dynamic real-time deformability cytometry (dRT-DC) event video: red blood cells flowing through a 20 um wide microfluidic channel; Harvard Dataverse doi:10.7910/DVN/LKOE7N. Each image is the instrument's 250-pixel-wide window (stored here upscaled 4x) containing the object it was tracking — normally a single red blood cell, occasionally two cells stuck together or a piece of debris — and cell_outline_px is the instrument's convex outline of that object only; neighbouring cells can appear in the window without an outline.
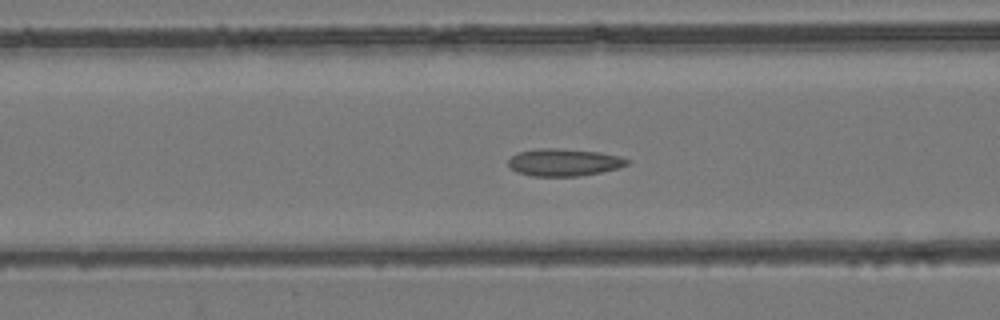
{"species": "common noctule bat (a hibernating species)", "species_latin": "Nyctalus noctula", "temperature_condition": "room temperature", "stored_images_in_passage": 55, "segment_of_instrument_passage": [1, 2], "camera_frame_rate_fps": 3000, "um_per_image_px": 0.085, "animal": {"sex": "female", "body_mass_g": 24.6, "forearm_length_mm": 56.2}, "frame": {"image": 1, "passage_image": 22, "time_ms": 7.0, "image_size_px": [1000, 320], "cell_outline_px": [[632, 160], [628, 164], [616, 168], [600, 172], [576, 176], [532, 176], [516, 172], [508, 164], [508, 160], [516, 152], [540, 148], [556, 148], [600, 152], [620, 156]], "centroid_in_image_um": [47.92, 13.79], "position_along_channel_um": 118.7, "area_um2": 18.9}}
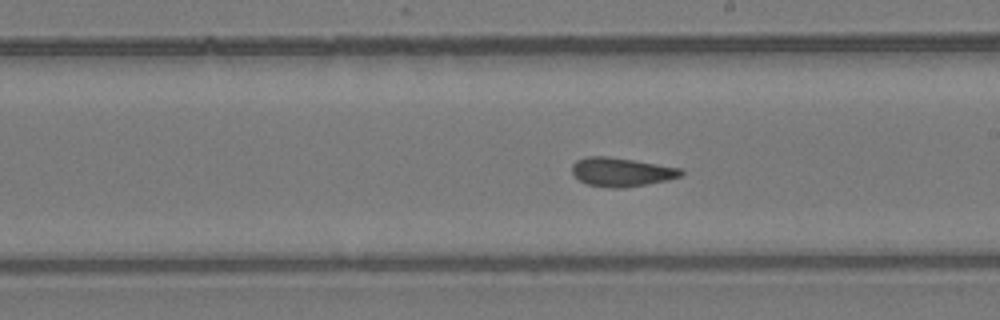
{"frame": {"image": 2, "passage_image": 31, "time_ms": 10.0, "image_size_px": [1000, 320], "cell_outline_px": [[684, 172], [680, 176], [668, 180], [624, 188], [612, 188], [588, 184], [580, 180], [572, 172], [572, 164], [576, 160], [588, 156], [608, 156], [680, 168]], "centroid_in_image_um": [52.8, 14.62], "position_along_channel_um": 236.2, "area_um2": 18.09}}
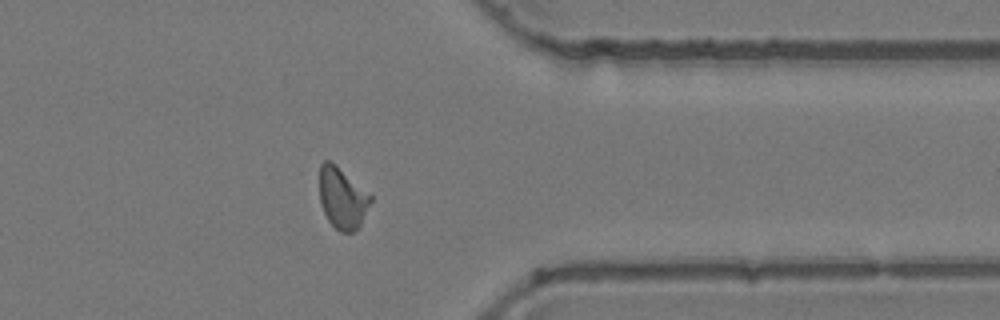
{"frame": {"image": 3, "passage_image": 43, "time_ms": 14.0, "image_size_px": [1000, 320], "cell_outline_px": [[372, 200], [360, 228], [352, 232], [340, 232], [328, 220], [324, 212], [320, 200], [320, 164], [324, 160], [332, 160], [372, 196]], "centroid_in_image_um": [29.11, 16.83], "position_along_channel_um": 382.3, "area_um2": 18.38}}